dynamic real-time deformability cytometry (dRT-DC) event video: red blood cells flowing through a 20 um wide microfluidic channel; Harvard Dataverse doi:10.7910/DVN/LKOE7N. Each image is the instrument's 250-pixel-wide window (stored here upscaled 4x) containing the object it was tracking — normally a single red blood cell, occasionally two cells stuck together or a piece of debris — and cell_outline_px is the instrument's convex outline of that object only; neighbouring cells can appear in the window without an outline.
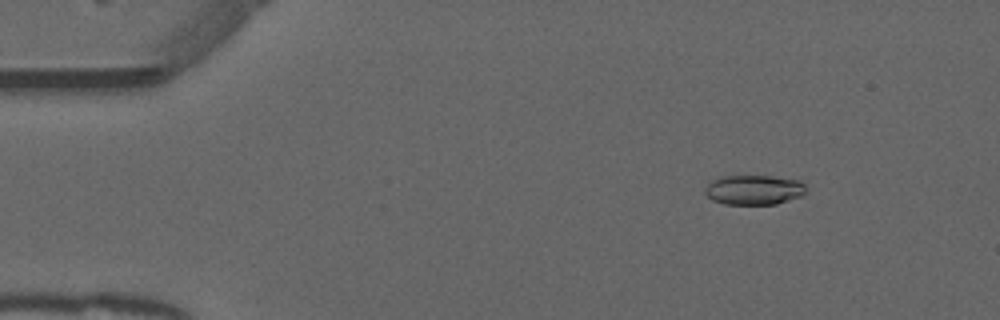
{"species": "common noctule bat (a hibernating species)", "species_latin": "Nyctalus noctula", "temperature_condition": "warm", "stored_images_in_passage": 52, "camera_frame_rate_fps": 3000, "um_per_image_px": 0.085, "animal": {"sex": "male", "forearm_length_mm": 52.5}, "frame": {"image": 1, "passage_image": 7, "time_ms": 2.0, "image_size_px": [1000, 320], "cell_outline_px": [[804, 196], [776, 204], [724, 204], [712, 200], [704, 192], [704, 188], [712, 180], [720, 176], [772, 176], [800, 180], [804, 184]], "centroid_in_image_um": [64.08, 16.14], "position_along_channel_um": 20.9, "area_um2": 17.63}}
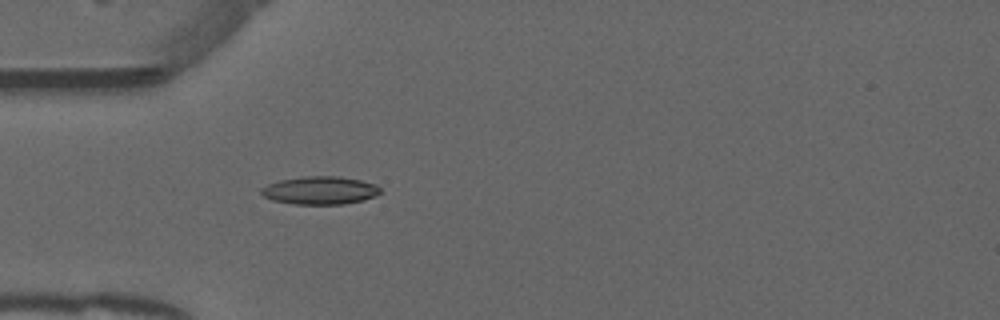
{"frame": {"image": 2, "passage_image": 16, "time_ms": 5.0, "image_size_px": [1000, 320], "cell_outline_px": [[380, 192], [376, 196], [364, 200], [344, 204], [292, 204], [272, 200], [264, 196], [260, 192], [260, 188], [268, 184], [280, 180], [304, 176], [340, 176], [360, 180], [376, 184], [380, 188]], "centroid_in_image_um": [27.2, 16.18], "position_along_channel_um": 57.8, "area_um2": 19.54}}
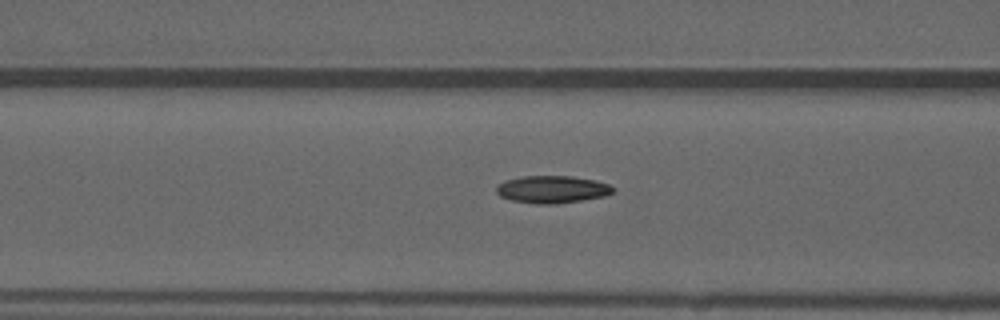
{"frame": {"image": 3, "passage_image": 21, "time_ms": 6.667, "image_size_px": [1000, 320], "cell_outline_px": [[612, 192], [604, 196], [556, 204], [536, 204], [512, 200], [500, 196], [496, 192], [496, 188], [504, 180], [524, 176], [572, 176], [596, 180], [608, 184], [612, 188]], "centroid_in_image_um": [46.9, 16.09], "position_along_channel_um": 119.7, "area_um2": 18.44}, "authors_computed_cell_mechanics": {"area_um2": 17.6868, "velocity_mm_per_s": 3.94, "shape_relaxation_time_tau1_ms": 11.1037, "shape_relaxation_time_tau2_ms": 7.7912, "deformation_change_tau1": 0.2513, "deformation_change_tau2": 0.1603}}